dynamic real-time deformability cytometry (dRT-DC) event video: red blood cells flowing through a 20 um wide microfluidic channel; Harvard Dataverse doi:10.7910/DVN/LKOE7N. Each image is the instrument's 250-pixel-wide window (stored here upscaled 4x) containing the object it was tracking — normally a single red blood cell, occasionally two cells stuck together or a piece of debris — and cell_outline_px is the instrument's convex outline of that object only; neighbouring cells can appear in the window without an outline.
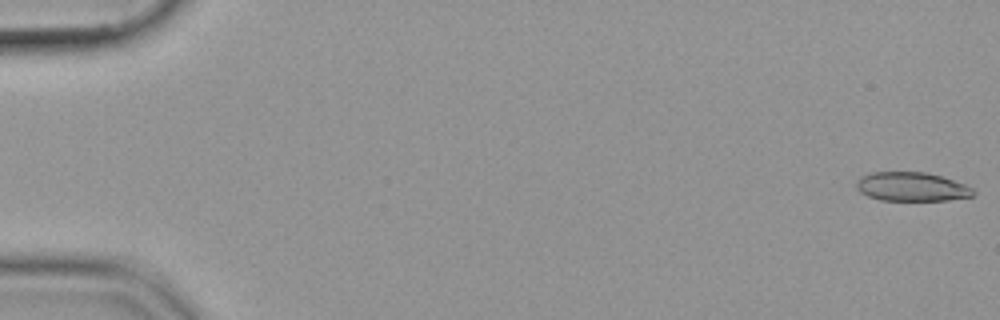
{"species": "common noctule bat (a hibernating species)", "species_latin": "Nyctalus noctula", "temperature_condition": "cold", "stored_images_in_passage": 55, "camera_frame_rate_fps": 3000, "um_per_image_px": 0.085, "animal": {"sex": "female", "body_mass_g": 19.9}, "frame": {"image": 1, "passage_image": 1, "time_ms": 0.0, "image_size_px": [1000, 320], "cell_outline_px": [[976, 192], [972, 196], [948, 200], [880, 200], [868, 196], [860, 192], [856, 188], [856, 184], [860, 176], [872, 172], [924, 172], [940, 176], [964, 184], [972, 188]], "centroid_in_image_um": [77.46, 15.87], "position_along_channel_um": 7.5, "area_um2": 19.59}}
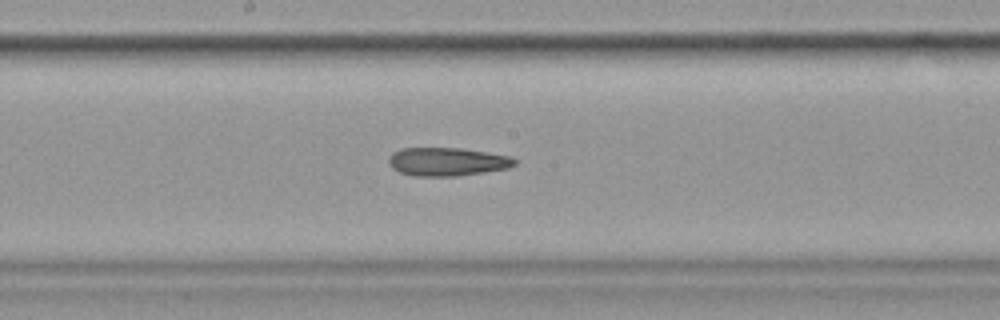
{"frame": {"image": 2, "passage_image": 30, "time_ms": 9.667, "image_size_px": [1000, 320], "cell_outline_px": [[516, 164], [508, 168], [484, 172], [456, 176], [412, 176], [400, 172], [392, 168], [388, 164], [388, 156], [392, 152], [400, 148], [460, 148], [508, 156], [516, 160]], "centroid_in_image_um": [37.94, 13.75], "position_along_channel_um": 210.3, "area_um2": 20.81}}
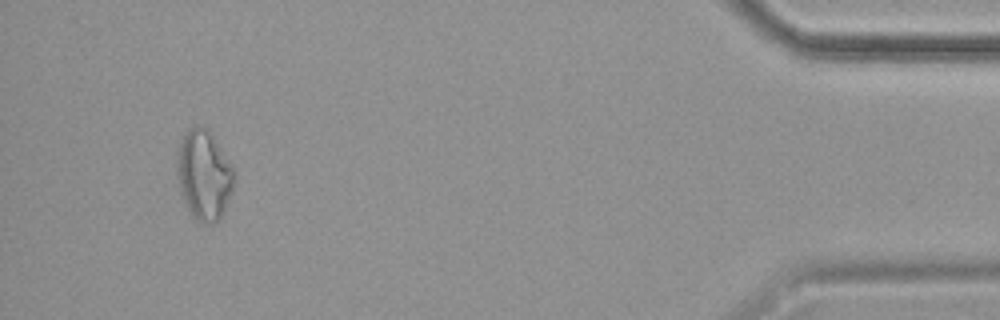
{"frame": {"image": 3, "passage_image": 52, "time_ms": 17.0, "image_size_px": [1000, 320], "cell_outline_px": [[236, 168], [232, 188], [224, 212], [212, 224], [204, 224], [196, 220], [192, 216], [184, 200], [180, 188], [176, 172], [176, 152], [180, 140], [188, 128], [196, 124], [200, 124], [208, 128]], "centroid_in_image_um": [17.33, 14.8], "position_along_channel_um": 417.9, "area_um2": 30.46}}